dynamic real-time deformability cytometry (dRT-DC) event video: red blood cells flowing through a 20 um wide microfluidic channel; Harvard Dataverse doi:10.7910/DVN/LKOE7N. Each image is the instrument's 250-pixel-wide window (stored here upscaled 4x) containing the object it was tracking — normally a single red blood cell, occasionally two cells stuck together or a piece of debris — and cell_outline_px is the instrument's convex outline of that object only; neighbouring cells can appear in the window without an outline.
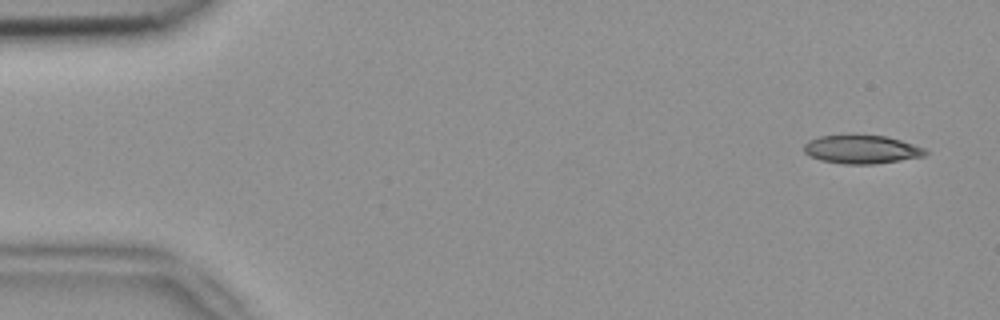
{"species": "common noctule bat (a hibernating species)", "species_latin": "Nyctalus noctula", "temperature_condition": "room temperature", "stored_images_in_passage": 2, "segment_of_instrument_passage": [2, 2], "camera_frame_rate_fps": 3000, "um_per_image_px": 0.085, "animal": {"sex": "female", "body_mass_g": 18.4}, "frame": {"image": 1, "passage_image": 2, "time_ms": 0.333, "image_size_px": [1000, 320], "cell_outline_px": [[928, 152], [924, 156], [876, 164], [844, 164], [820, 160], [808, 156], [804, 152], [804, 144], [808, 140], [820, 136], [856, 132], [884, 136], [900, 140], [924, 148]], "centroid_in_image_um": [73.17, 12.66], "position_along_channel_um": 11.8, "area_um2": 20.81}}